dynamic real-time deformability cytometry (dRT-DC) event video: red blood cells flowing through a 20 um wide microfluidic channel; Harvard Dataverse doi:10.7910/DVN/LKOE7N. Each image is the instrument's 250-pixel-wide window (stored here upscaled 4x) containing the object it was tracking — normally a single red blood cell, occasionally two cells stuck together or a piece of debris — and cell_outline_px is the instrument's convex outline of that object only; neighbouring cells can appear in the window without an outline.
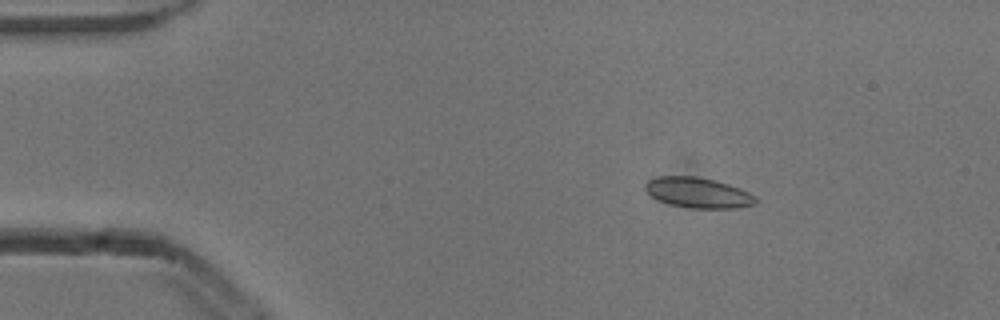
{"species": "common noctule bat (a hibernating species)", "species_latin": "Nyctalus noctula", "temperature_condition": "cold", "stored_images_in_passage": 5, "camera_frame_rate_fps": 3000, "um_per_image_px": 0.085, "animal": {"sex": "male", "body_mass_g": 13.3}, "frame": {"image": 1, "passage_image": 3, "time_ms": 0.667, "image_size_px": [1000, 320], "cell_outline_px": [[756, 204], [736, 208], [688, 208], [668, 204], [656, 200], [644, 188], [644, 184], [648, 180], [660, 176], [696, 176], [728, 184], [748, 192], [756, 196]], "centroid_in_image_um": [59.3, 16.39], "position_along_channel_um": 25.7, "area_um2": 19.54}}